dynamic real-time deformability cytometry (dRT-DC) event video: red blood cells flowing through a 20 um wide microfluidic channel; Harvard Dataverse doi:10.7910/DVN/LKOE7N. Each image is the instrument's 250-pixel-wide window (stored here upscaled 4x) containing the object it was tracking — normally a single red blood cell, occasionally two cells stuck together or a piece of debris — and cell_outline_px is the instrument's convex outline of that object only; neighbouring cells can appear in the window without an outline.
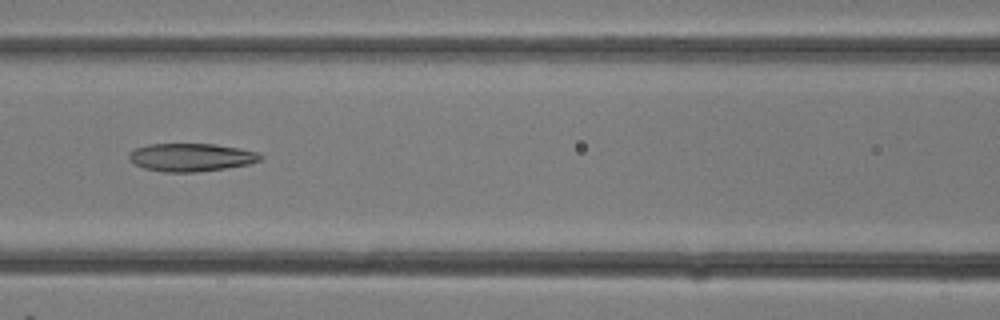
{"species": "common noctule bat (a hibernating species)", "species_latin": "Nyctalus noctula", "temperature_condition": "room temperature", "stored_images_in_passage": 22, "camera_frame_rate_fps": 3000, "um_per_image_px": 0.085, "animal": {"sex": "female"}, "frame": {"image": 1, "passage_image": 5, "time_ms": 1.333, "image_size_px": [1000, 320], "cell_outline_px": [[264, 156], [260, 160], [248, 164], [224, 168], [196, 172], [164, 172], [144, 168], [128, 160], [128, 152], [136, 148], [148, 144], [216, 144], [240, 148], [260, 152]], "centroid_in_image_um": [16.24, 13.36], "position_along_channel_um": 150.4, "area_um2": 21.56}}
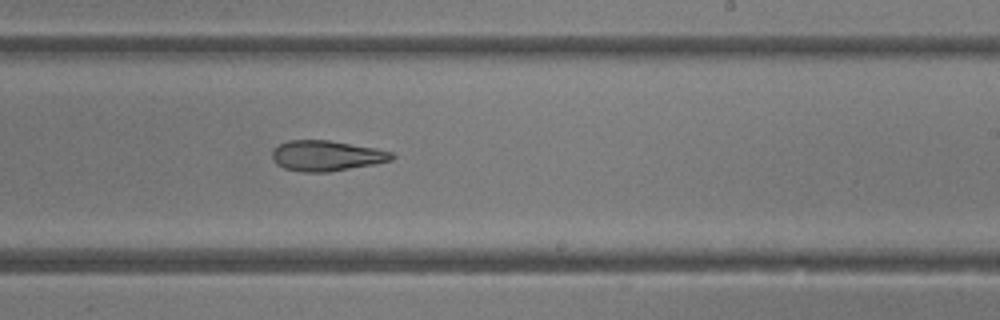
{"frame": {"image": 2, "passage_image": 10, "time_ms": 3.0, "image_size_px": [1000, 320], "cell_outline_px": [[396, 156], [392, 160], [372, 164], [328, 172], [300, 172], [284, 168], [276, 164], [272, 160], [272, 148], [288, 140], [328, 140], [376, 148], [392, 152]], "centroid_in_image_um": [27.71, 13.23], "position_along_channel_um": 261.3, "area_um2": 21.27}}
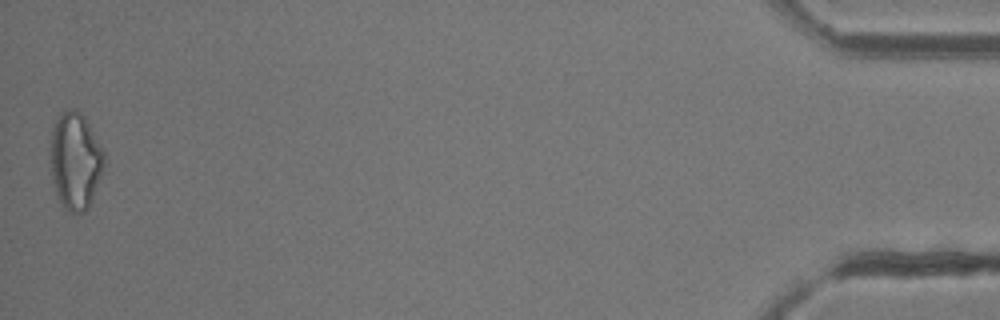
{"frame": {"image": 3, "passage_image": 22, "time_ms": 7.0, "image_size_px": [1000, 320], "cell_outline_px": [[104, 164], [100, 176], [88, 208], [84, 212], [72, 212], [64, 208], [56, 192], [52, 180], [52, 128], [56, 120], [64, 112], [72, 108], [76, 108], [84, 116], [104, 148]], "centroid_in_image_um": [6.43, 13.65], "position_along_channel_um": 428.8, "area_um2": 29.77}}